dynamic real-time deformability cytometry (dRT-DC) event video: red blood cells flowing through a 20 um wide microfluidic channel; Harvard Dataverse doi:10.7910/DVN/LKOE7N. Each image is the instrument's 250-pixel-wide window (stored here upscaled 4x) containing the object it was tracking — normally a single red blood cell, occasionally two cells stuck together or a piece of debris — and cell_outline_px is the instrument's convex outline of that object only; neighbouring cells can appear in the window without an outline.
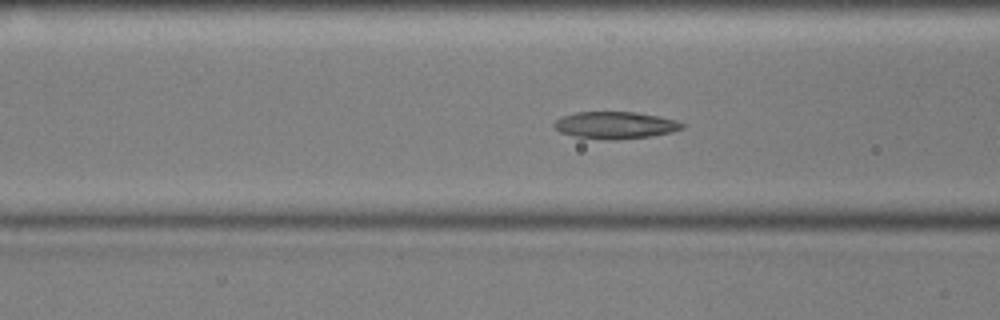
{"species": "common noctule bat (a hibernating species)", "species_latin": "Nyctalus noctula", "temperature_condition": "cold", "stored_images_in_passage": 53, "camera_frame_rate_fps": 3000, "um_per_image_px": 0.085, "animal": {"sex": "male", "body_mass_g": 17.9, "forearm_length_mm": 54.2}, "frame": {"image": 1, "passage_image": 18, "time_ms": 5.667, "image_size_px": [1000, 320], "cell_outline_px": [[688, 124], [684, 128], [672, 132], [652, 136], [616, 140], [604, 140], [572, 136], [560, 132], [552, 124], [556, 120], [564, 116], [576, 112], [636, 112], [676, 120]], "centroid_in_image_um": [52.33, 10.65], "position_along_channel_um": 114.3, "area_um2": 20.35}}
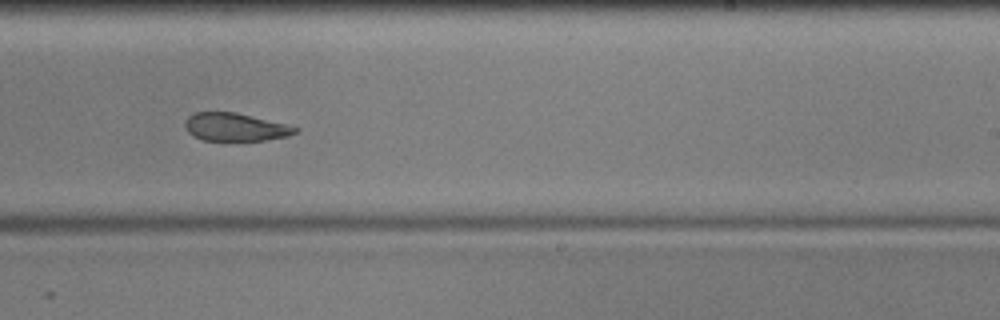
{"frame": {"image": 2, "passage_image": 31, "time_ms": 10.0, "image_size_px": [1000, 320], "cell_outline_px": [[300, 128], [296, 132], [288, 136], [268, 140], [204, 140], [188, 132], [184, 124], [184, 120], [192, 112], [236, 112]], "centroid_in_image_um": [19.97, 10.79], "position_along_channel_um": 269.0, "area_um2": 17.8}}
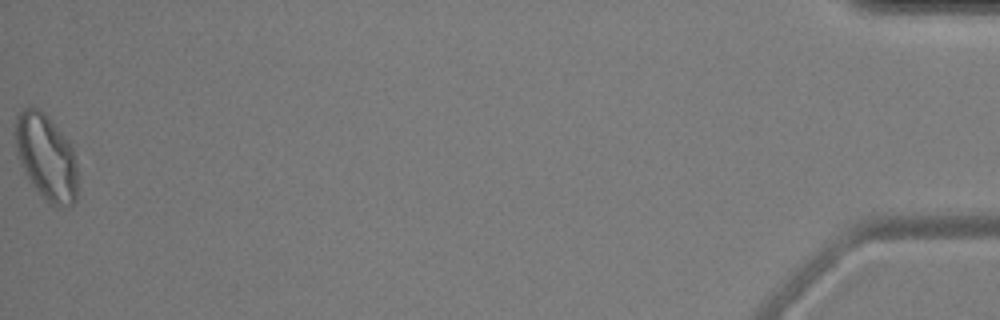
{"frame": {"image": 3, "passage_image": 53, "time_ms": 17.333, "image_size_px": [1000, 320], "cell_outline_px": [[76, 200], [68, 208], [56, 208], [48, 204], [28, 180], [16, 156], [12, 132], [16, 116], [28, 104], [40, 108], [44, 112], [72, 144], [76, 164]], "centroid_in_image_um": [3.87, 13.34], "position_along_channel_um": 431.3, "area_um2": 32.37}, "authors_computed_cell_mechanics": {"area_um2": 20.8658, "velocity_mm_per_s": 3.5775, "shape_relaxation_time_tau1_ms": null, "shape_relaxation_time_tau2_ms": 3.0293, "deformation_change_tau1": null, "deformation_change_tau2": 0.0837}}